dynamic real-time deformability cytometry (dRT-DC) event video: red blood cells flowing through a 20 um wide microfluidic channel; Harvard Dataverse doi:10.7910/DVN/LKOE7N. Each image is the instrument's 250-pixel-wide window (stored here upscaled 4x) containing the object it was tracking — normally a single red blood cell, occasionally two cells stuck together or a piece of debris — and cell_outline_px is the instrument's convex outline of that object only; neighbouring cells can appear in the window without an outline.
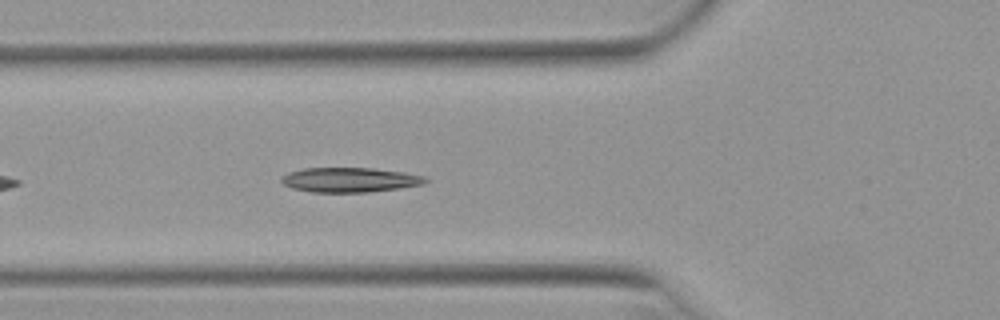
{"species": "Egyptian fruit bat (a non-hibernating species)", "species_latin": "Rousettus aegyptiacus", "temperature_condition": "warm", "stored_images_in_passage": 39, "camera_frame_rate_fps": 3000, "um_per_image_px": 0.085, "animal": {"sex": "female"}, "frame": {"image": 1, "passage_image": 6, "time_ms": 1.667, "image_size_px": [1000, 320], "cell_outline_px": [[428, 180], [424, 184], [400, 188], [368, 192], [312, 192], [292, 188], [284, 184], [280, 180], [280, 176], [288, 172], [304, 168], [372, 168], [404, 172], [424, 176]], "centroid_in_image_um": [29.71, 15.28], "position_along_channel_um": 96.1, "area_um2": 20.75}}
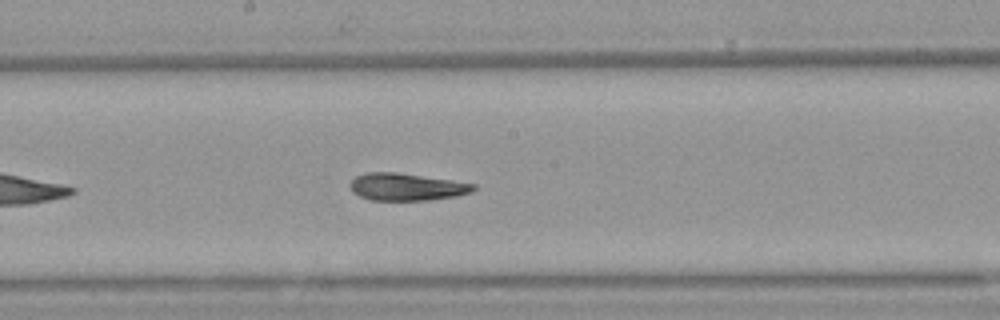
{"frame": {"image": 2, "passage_image": 15, "time_ms": 4.667, "image_size_px": [1000, 320], "cell_outline_px": [[476, 188], [472, 192], [456, 196], [428, 200], [368, 200], [352, 192], [348, 184], [356, 176], [364, 172], [396, 172], [476, 184]], "centroid_in_image_um": [34.51, 15.89], "position_along_channel_um": 213.7, "area_um2": 19.65}}
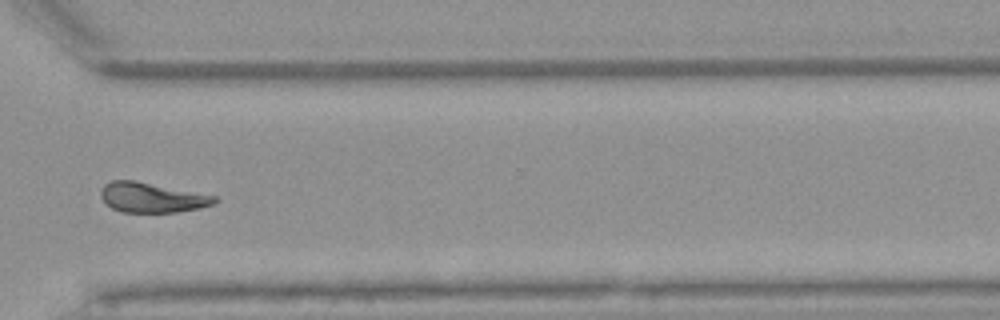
{"frame": {"image": 3, "passage_image": 26, "time_ms": 8.333, "image_size_px": [1000, 320], "cell_outline_px": [[220, 200], [212, 204], [200, 208], [176, 212], [120, 212], [112, 208], [100, 196], [100, 188], [104, 184], [112, 180], [136, 180], [216, 196]], "centroid_in_image_um": [12.9, 16.78], "position_along_channel_um": 357.7, "area_um2": 19.88}, "authors_computed_cell_mechanics": {"area_um2": 20.23, "velocity_mm_per_s": 3.9245, "shape_relaxation_time_tau1_ms": 5.7842, "shape_relaxation_time_tau2_ms": 3.4166, "deformation_change_tau1": 0.1798, "deformation_change_tau2": 0.1042}}